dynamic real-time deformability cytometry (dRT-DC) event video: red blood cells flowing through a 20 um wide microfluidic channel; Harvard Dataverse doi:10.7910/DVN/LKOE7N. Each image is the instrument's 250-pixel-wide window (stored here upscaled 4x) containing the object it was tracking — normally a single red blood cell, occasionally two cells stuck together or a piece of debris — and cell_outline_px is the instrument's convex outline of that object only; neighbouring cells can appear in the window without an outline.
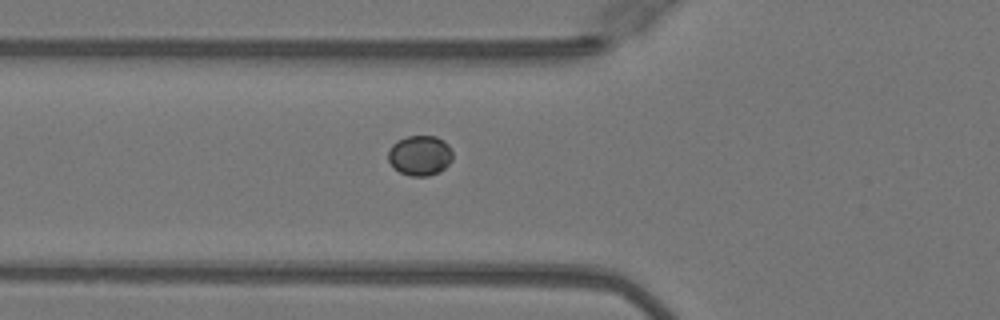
{"species": "Egyptian fruit bat (a non-hibernating species)", "species_latin": "Rousettus aegyptiacus", "temperature_condition": "warm", "stored_images_in_passage": 38, "camera_frame_rate_fps": 3000, "um_per_image_px": 0.085, "animal": {"sex": "female"}, "frame": {"image": 1, "passage_image": 9, "time_ms": 2.667, "image_size_px": [1000, 320], "cell_outline_px": [[452, 160], [440, 172], [428, 176], [412, 176], [400, 172], [388, 160], [388, 152], [392, 144], [396, 140], [408, 136], [436, 136], [444, 140], [448, 144], [452, 152]], "centroid_in_image_um": [35.71, 13.2], "position_along_channel_um": 90.1, "area_um2": 15.09}}
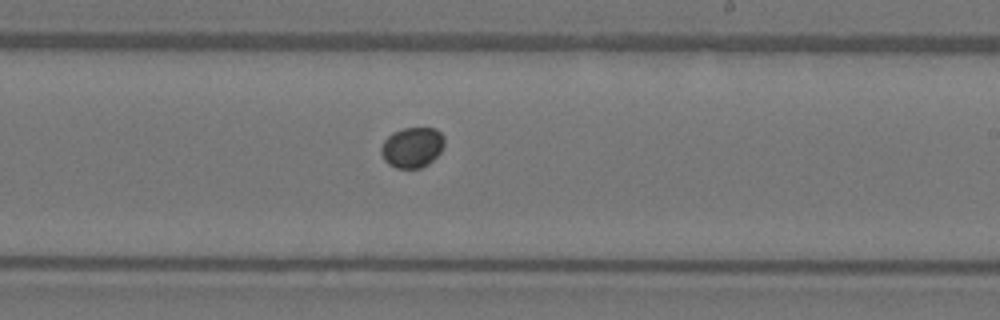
{"frame": {"image": 2, "passage_image": 21, "time_ms": 6.667, "image_size_px": [1000, 320], "cell_outline_px": [[444, 144], [440, 152], [428, 164], [420, 168], [396, 168], [388, 164], [384, 160], [380, 152], [380, 148], [384, 140], [392, 132], [404, 128], [436, 128], [444, 136]], "centroid_in_image_um": [35.02, 12.52], "position_along_channel_um": 254.0, "area_um2": 14.97}}
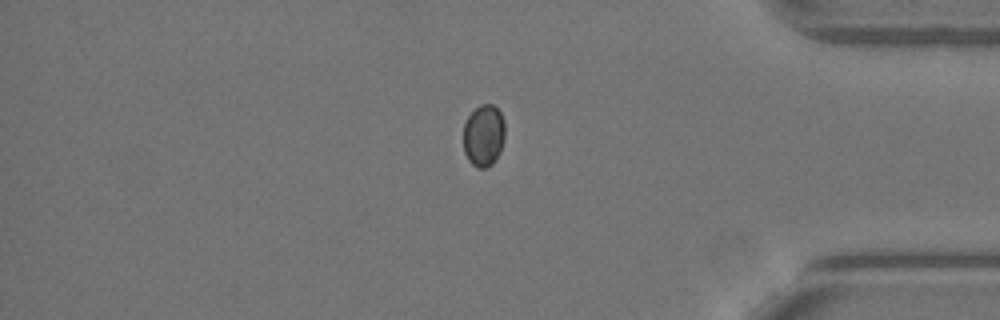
{"frame": {"image": 3, "passage_image": 33, "time_ms": 10.667, "image_size_px": [1000, 320], "cell_outline_px": [[504, 140], [500, 152], [492, 164], [488, 168], [476, 168], [468, 160], [464, 152], [464, 124], [468, 116], [480, 104], [492, 104], [500, 112], [504, 120]], "centroid_in_image_um": [41.11, 11.53], "position_along_channel_um": 394.1, "area_um2": 15.09}}